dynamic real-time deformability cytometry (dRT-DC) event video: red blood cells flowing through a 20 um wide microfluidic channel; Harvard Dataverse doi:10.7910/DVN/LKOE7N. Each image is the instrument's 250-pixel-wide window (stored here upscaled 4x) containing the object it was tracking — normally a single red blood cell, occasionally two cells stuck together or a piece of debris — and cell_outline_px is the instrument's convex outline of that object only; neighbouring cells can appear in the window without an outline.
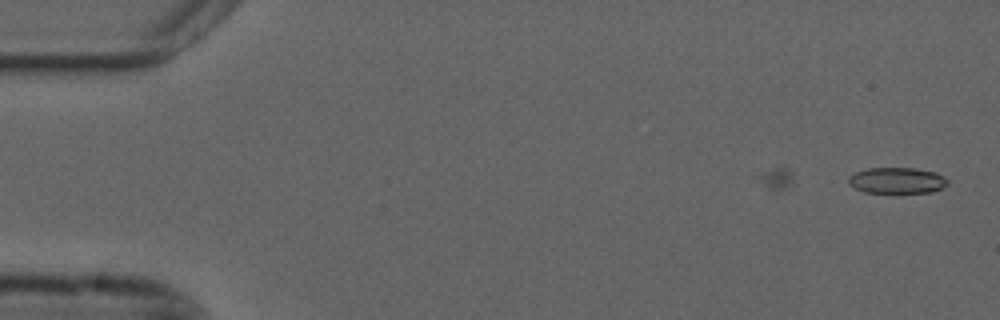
{"species": "common noctule bat (a hibernating species)", "species_latin": "Nyctalus noctula", "temperature_condition": "cold", "stored_images_in_passage": 16, "camera_frame_rate_fps": 3000, "um_per_image_px": 0.085, "animal": {"sex": "male", "forearm_length_mm": 52.5}, "frame": {"image": 1, "passage_image": 1, "time_ms": 0.0, "image_size_px": [1000, 320], "cell_outline_px": [[948, 184], [944, 188], [932, 192], [864, 192], [848, 184], [848, 176], [856, 172], [868, 168], [916, 168], [936, 172], [944, 176], [948, 180]], "centroid_in_image_um": [76.27, 15.33], "position_along_channel_um": 8.7, "area_um2": 15.09}}
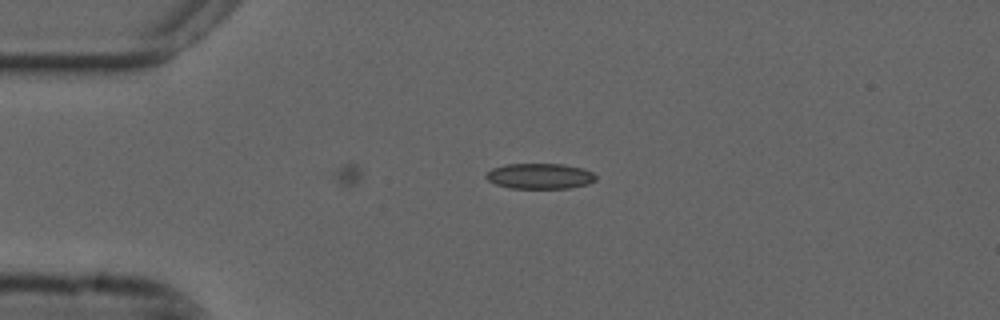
{"frame": {"image": 2, "passage_image": 12, "time_ms": 3.667, "image_size_px": [1000, 320], "cell_outline_px": [[596, 180], [588, 184], [568, 188], [512, 188], [496, 184], [488, 180], [484, 176], [492, 168], [508, 164], [564, 164], [580, 168], [592, 172], [596, 176]], "centroid_in_image_um": [45.89, 14.97], "position_along_channel_um": 39.1, "area_um2": 16.18}}